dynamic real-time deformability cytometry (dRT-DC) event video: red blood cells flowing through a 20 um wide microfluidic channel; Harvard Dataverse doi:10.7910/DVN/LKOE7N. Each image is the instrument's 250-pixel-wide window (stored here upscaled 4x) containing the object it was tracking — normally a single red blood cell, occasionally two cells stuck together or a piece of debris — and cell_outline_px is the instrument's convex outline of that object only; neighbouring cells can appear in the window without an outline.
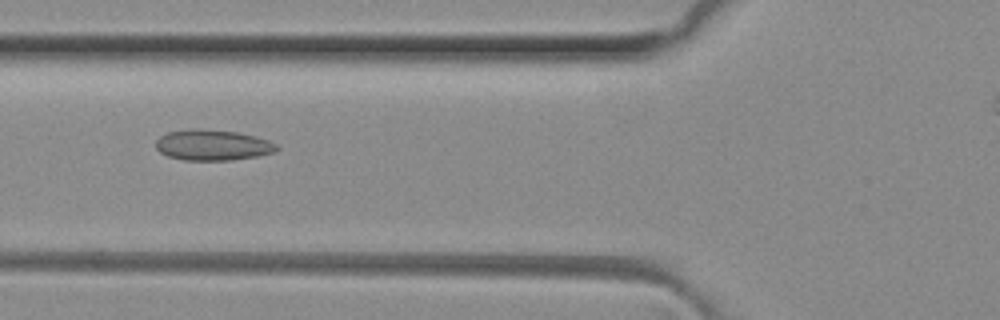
{"species": "common noctule bat (a hibernating species)", "species_latin": "Nyctalus noctula", "temperature_condition": "room temperature", "stored_images_in_passage": 36, "camera_frame_rate_fps": 3000, "um_per_image_px": 0.085, "animal": {"sex": "female", "body_mass_g": 29.2, "forearm_length_mm": 56.3}, "frame": {"image": 1, "passage_image": 10, "time_ms": 3.0, "image_size_px": [1000, 320], "cell_outline_px": [[280, 148], [276, 152], [256, 156], [232, 160], [184, 160], [168, 156], [160, 152], [156, 148], [156, 140], [160, 136], [168, 132], [236, 132], [256, 136], [268, 140], [276, 144]], "centroid_in_image_um": [18.14, 12.39], "position_along_channel_um": 107.7, "area_um2": 20.63}}
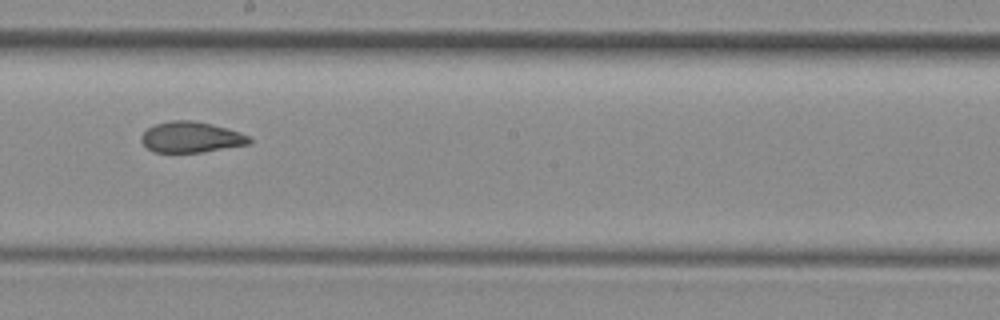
{"frame": {"image": 2, "passage_image": 19, "time_ms": 6.0, "image_size_px": [1000, 320], "cell_outline_px": [[252, 140], [248, 144], [200, 152], [152, 152], [140, 140], [140, 136], [148, 128], [156, 124], [172, 120], [192, 120], [212, 124], [228, 128], [240, 132], [248, 136]], "centroid_in_image_um": [16.22, 11.65], "position_along_channel_um": 232.0, "area_um2": 19.25}}
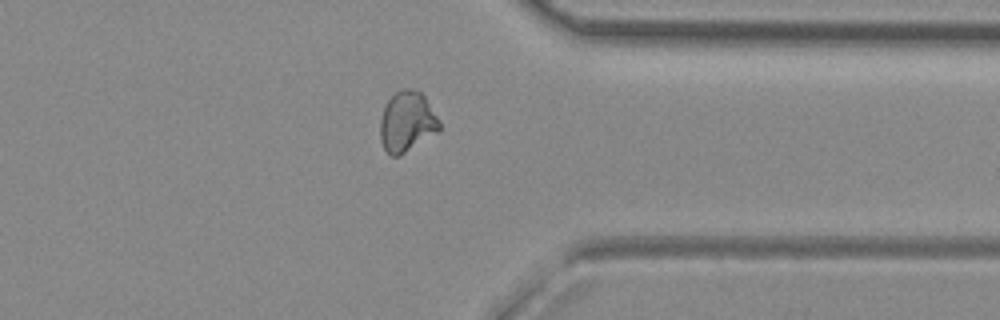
{"frame": {"image": 3, "passage_image": 30, "time_ms": 9.667, "image_size_px": [1000, 320], "cell_outline_px": [[440, 132], [400, 156], [392, 156], [384, 148], [380, 140], [380, 120], [384, 108], [388, 100], [400, 88], [416, 88], [424, 96], [440, 120]], "centroid_in_image_um": [34.62, 10.35], "position_along_channel_um": 376.8, "area_um2": 21.15}}